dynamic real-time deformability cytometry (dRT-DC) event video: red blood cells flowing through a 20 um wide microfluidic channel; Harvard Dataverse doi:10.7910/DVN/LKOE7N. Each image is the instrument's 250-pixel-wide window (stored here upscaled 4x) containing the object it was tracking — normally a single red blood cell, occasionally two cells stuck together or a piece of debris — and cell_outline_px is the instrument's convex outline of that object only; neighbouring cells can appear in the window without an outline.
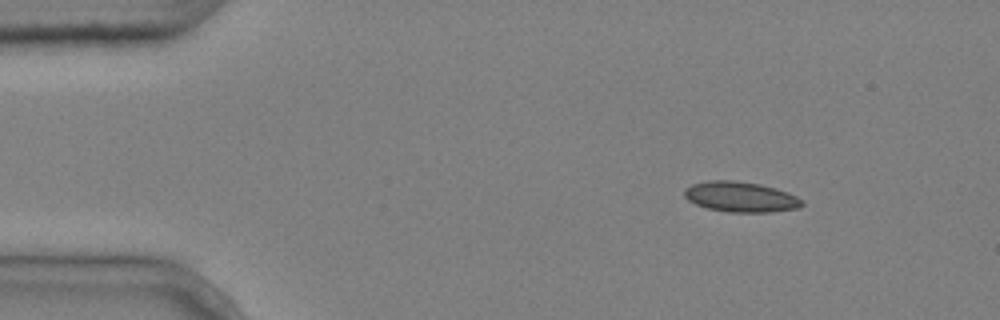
{"species": "common noctule bat (a hibernating species)", "species_latin": "Nyctalus noctula", "temperature_condition": "cold", "stored_images_in_passage": 3, "camera_frame_rate_fps": 3000, "um_per_image_px": 0.085, "animal": {"sex": "male", "body_mass_g": 20.4}, "frame": {"image": 1, "passage_image": 1, "time_ms": 0.0, "image_size_px": [1000, 320], "cell_outline_px": [[804, 204], [800, 208], [768, 212], [728, 212], [708, 208], [696, 204], [688, 200], [684, 196], [684, 188], [692, 184], [708, 180], [732, 180], [760, 184], [776, 188], [788, 192], [804, 200]], "centroid_in_image_um": [62.97, 16.73], "position_along_channel_um": 22.0, "area_um2": 20.92}}